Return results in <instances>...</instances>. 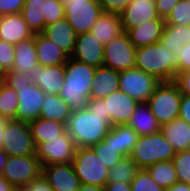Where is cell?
<instances>
[{"label":"cell","mask_w":190,"mask_h":191,"mask_svg":"<svg viewBox=\"0 0 190 191\" xmlns=\"http://www.w3.org/2000/svg\"><path fill=\"white\" fill-rule=\"evenodd\" d=\"M112 121L108 116L92 114L88 108L74 109L66 123V132L77 148L93 147L108 134Z\"/></svg>","instance_id":"cell-1"},{"label":"cell","mask_w":190,"mask_h":191,"mask_svg":"<svg viewBox=\"0 0 190 191\" xmlns=\"http://www.w3.org/2000/svg\"><path fill=\"white\" fill-rule=\"evenodd\" d=\"M96 68L76 59L65 63V79L59 96L74 109L87 108Z\"/></svg>","instance_id":"cell-2"},{"label":"cell","mask_w":190,"mask_h":191,"mask_svg":"<svg viewBox=\"0 0 190 191\" xmlns=\"http://www.w3.org/2000/svg\"><path fill=\"white\" fill-rule=\"evenodd\" d=\"M135 67L160 82L174 81L178 73V57L160 42L136 48Z\"/></svg>","instance_id":"cell-3"},{"label":"cell","mask_w":190,"mask_h":191,"mask_svg":"<svg viewBox=\"0 0 190 191\" xmlns=\"http://www.w3.org/2000/svg\"><path fill=\"white\" fill-rule=\"evenodd\" d=\"M4 82L12 87L18 95L15 120L30 122L37 119L46 94L30 81L28 73L8 71L5 73Z\"/></svg>","instance_id":"cell-4"},{"label":"cell","mask_w":190,"mask_h":191,"mask_svg":"<svg viewBox=\"0 0 190 191\" xmlns=\"http://www.w3.org/2000/svg\"><path fill=\"white\" fill-rule=\"evenodd\" d=\"M174 147L161 132L139 136L129 156L139 169H146L160 161L172 160L176 155Z\"/></svg>","instance_id":"cell-5"},{"label":"cell","mask_w":190,"mask_h":191,"mask_svg":"<svg viewBox=\"0 0 190 191\" xmlns=\"http://www.w3.org/2000/svg\"><path fill=\"white\" fill-rule=\"evenodd\" d=\"M182 94L174 81L160 82L146 102L162 126L178 118Z\"/></svg>","instance_id":"cell-6"},{"label":"cell","mask_w":190,"mask_h":191,"mask_svg":"<svg viewBox=\"0 0 190 191\" xmlns=\"http://www.w3.org/2000/svg\"><path fill=\"white\" fill-rule=\"evenodd\" d=\"M71 163L81 184L104 188L108 182L109 168L97 156L92 147L77 148Z\"/></svg>","instance_id":"cell-7"},{"label":"cell","mask_w":190,"mask_h":191,"mask_svg":"<svg viewBox=\"0 0 190 191\" xmlns=\"http://www.w3.org/2000/svg\"><path fill=\"white\" fill-rule=\"evenodd\" d=\"M2 150L8 156L36 155V146L28 122L6 120Z\"/></svg>","instance_id":"cell-8"},{"label":"cell","mask_w":190,"mask_h":191,"mask_svg":"<svg viewBox=\"0 0 190 191\" xmlns=\"http://www.w3.org/2000/svg\"><path fill=\"white\" fill-rule=\"evenodd\" d=\"M42 174L36 155L8 156L1 175L16 189H22Z\"/></svg>","instance_id":"cell-9"},{"label":"cell","mask_w":190,"mask_h":191,"mask_svg":"<svg viewBox=\"0 0 190 191\" xmlns=\"http://www.w3.org/2000/svg\"><path fill=\"white\" fill-rule=\"evenodd\" d=\"M60 2L64 5L65 18L77 35L90 32L103 12L98 0H60Z\"/></svg>","instance_id":"cell-10"},{"label":"cell","mask_w":190,"mask_h":191,"mask_svg":"<svg viewBox=\"0 0 190 191\" xmlns=\"http://www.w3.org/2000/svg\"><path fill=\"white\" fill-rule=\"evenodd\" d=\"M160 83L154 76L136 67L119 72V89L139 103H145Z\"/></svg>","instance_id":"cell-11"},{"label":"cell","mask_w":190,"mask_h":191,"mask_svg":"<svg viewBox=\"0 0 190 191\" xmlns=\"http://www.w3.org/2000/svg\"><path fill=\"white\" fill-rule=\"evenodd\" d=\"M77 146L71 136L65 132L55 139L36 146V157L41 165L68 164L74 159Z\"/></svg>","instance_id":"cell-12"},{"label":"cell","mask_w":190,"mask_h":191,"mask_svg":"<svg viewBox=\"0 0 190 191\" xmlns=\"http://www.w3.org/2000/svg\"><path fill=\"white\" fill-rule=\"evenodd\" d=\"M136 48L130 42L126 32L121 33L104 45L103 66L115 71H124L135 67Z\"/></svg>","instance_id":"cell-13"},{"label":"cell","mask_w":190,"mask_h":191,"mask_svg":"<svg viewBox=\"0 0 190 191\" xmlns=\"http://www.w3.org/2000/svg\"><path fill=\"white\" fill-rule=\"evenodd\" d=\"M28 77L46 95L59 94L65 79V64L42 66L32 69Z\"/></svg>","instance_id":"cell-14"},{"label":"cell","mask_w":190,"mask_h":191,"mask_svg":"<svg viewBox=\"0 0 190 191\" xmlns=\"http://www.w3.org/2000/svg\"><path fill=\"white\" fill-rule=\"evenodd\" d=\"M103 99L106 115L111 119L112 126L128 124L136 106L139 104L120 89Z\"/></svg>","instance_id":"cell-15"},{"label":"cell","mask_w":190,"mask_h":191,"mask_svg":"<svg viewBox=\"0 0 190 191\" xmlns=\"http://www.w3.org/2000/svg\"><path fill=\"white\" fill-rule=\"evenodd\" d=\"M42 175L54 191H79L81 186L72 163L43 165Z\"/></svg>","instance_id":"cell-16"},{"label":"cell","mask_w":190,"mask_h":191,"mask_svg":"<svg viewBox=\"0 0 190 191\" xmlns=\"http://www.w3.org/2000/svg\"><path fill=\"white\" fill-rule=\"evenodd\" d=\"M71 58L95 68L102 67L104 62V45L90 32L78 34Z\"/></svg>","instance_id":"cell-17"},{"label":"cell","mask_w":190,"mask_h":191,"mask_svg":"<svg viewBox=\"0 0 190 191\" xmlns=\"http://www.w3.org/2000/svg\"><path fill=\"white\" fill-rule=\"evenodd\" d=\"M123 32L158 17L155 0H132L119 15Z\"/></svg>","instance_id":"cell-18"},{"label":"cell","mask_w":190,"mask_h":191,"mask_svg":"<svg viewBox=\"0 0 190 191\" xmlns=\"http://www.w3.org/2000/svg\"><path fill=\"white\" fill-rule=\"evenodd\" d=\"M42 34L71 57L75 49L77 34L65 17L45 26Z\"/></svg>","instance_id":"cell-19"},{"label":"cell","mask_w":190,"mask_h":191,"mask_svg":"<svg viewBox=\"0 0 190 191\" xmlns=\"http://www.w3.org/2000/svg\"><path fill=\"white\" fill-rule=\"evenodd\" d=\"M33 35L21 13L0 16V40L16 45Z\"/></svg>","instance_id":"cell-20"},{"label":"cell","mask_w":190,"mask_h":191,"mask_svg":"<svg viewBox=\"0 0 190 191\" xmlns=\"http://www.w3.org/2000/svg\"><path fill=\"white\" fill-rule=\"evenodd\" d=\"M165 24V19L158 16L153 20L140 24L138 27L130 29L127 32L130 42L135 48L158 43L162 37Z\"/></svg>","instance_id":"cell-21"},{"label":"cell","mask_w":190,"mask_h":191,"mask_svg":"<svg viewBox=\"0 0 190 191\" xmlns=\"http://www.w3.org/2000/svg\"><path fill=\"white\" fill-rule=\"evenodd\" d=\"M119 89V71L98 67L95 71L89 99H102Z\"/></svg>","instance_id":"cell-22"},{"label":"cell","mask_w":190,"mask_h":191,"mask_svg":"<svg viewBox=\"0 0 190 191\" xmlns=\"http://www.w3.org/2000/svg\"><path fill=\"white\" fill-rule=\"evenodd\" d=\"M35 47L39 65L53 66L65 64L70 56L47 39L42 33H35Z\"/></svg>","instance_id":"cell-23"},{"label":"cell","mask_w":190,"mask_h":191,"mask_svg":"<svg viewBox=\"0 0 190 191\" xmlns=\"http://www.w3.org/2000/svg\"><path fill=\"white\" fill-rule=\"evenodd\" d=\"M90 33L96 37L101 44H108L123 33L120 16L114 13L102 12L90 30Z\"/></svg>","instance_id":"cell-24"},{"label":"cell","mask_w":190,"mask_h":191,"mask_svg":"<svg viewBox=\"0 0 190 191\" xmlns=\"http://www.w3.org/2000/svg\"><path fill=\"white\" fill-rule=\"evenodd\" d=\"M160 132L174 147L176 152L190 149V124L176 118L161 126Z\"/></svg>","instance_id":"cell-25"},{"label":"cell","mask_w":190,"mask_h":191,"mask_svg":"<svg viewBox=\"0 0 190 191\" xmlns=\"http://www.w3.org/2000/svg\"><path fill=\"white\" fill-rule=\"evenodd\" d=\"M127 125L134 129L139 136L155 134L160 132L161 129V125L151 113L150 107L146 102L139 103L136 106Z\"/></svg>","instance_id":"cell-26"},{"label":"cell","mask_w":190,"mask_h":191,"mask_svg":"<svg viewBox=\"0 0 190 191\" xmlns=\"http://www.w3.org/2000/svg\"><path fill=\"white\" fill-rule=\"evenodd\" d=\"M38 65L34 35L15 45L13 71L29 73L32 69L37 68Z\"/></svg>","instance_id":"cell-27"},{"label":"cell","mask_w":190,"mask_h":191,"mask_svg":"<svg viewBox=\"0 0 190 191\" xmlns=\"http://www.w3.org/2000/svg\"><path fill=\"white\" fill-rule=\"evenodd\" d=\"M35 146L48 142L66 132V125L54 120L37 118L28 122Z\"/></svg>","instance_id":"cell-28"},{"label":"cell","mask_w":190,"mask_h":191,"mask_svg":"<svg viewBox=\"0 0 190 191\" xmlns=\"http://www.w3.org/2000/svg\"><path fill=\"white\" fill-rule=\"evenodd\" d=\"M73 109L59 94L45 95L39 118L54 120L66 125Z\"/></svg>","instance_id":"cell-29"},{"label":"cell","mask_w":190,"mask_h":191,"mask_svg":"<svg viewBox=\"0 0 190 191\" xmlns=\"http://www.w3.org/2000/svg\"><path fill=\"white\" fill-rule=\"evenodd\" d=\"M163 47L170 48L179 58L181 49L190 43V26L167 25L163 29L160 39Z\"/></svg>","instance_id":"cell-30"},{"label":"cell","mask_w":190,"mask_h":191,"mask_svg":"<svg viewBox=\"0 0 190 191\" xmlns=\"http://www.w3.org/2000/svg\"><path fill=\"white\" fill-rule=\"evenodd\" d=\"M138 138L137 132L127 124L112 126V145L123 156H129Z\"/></svg>","instance_id":"cell-31"},{"label":"cell","mask_w":190,"mask_h":191,"mask_svg":"<svg viewBox=\"0 0 190 191\" xmlns=\"http://www.w3.org/2000/svg\"><path fill=\"white\" fill-rule=\"evenodd\" d=\"M42 0H25L21 14L33 34L44 31V6Z\"/></svg>","instance_id":"cell-32"},{"label":"cell","mask_w":190,"mask_h":191,"mask_svg":"<svg viewBox=\"0 0 190 191\" xmlns=\"http://www.w3.org/2000/svg\"><path fill=\"white\" fill-rule=\"evenodd\" d=\"M146 170L149 172L151 178L158 186L164 189L169 188L174 183L178 182L176 170L172 160L160 161L152 164Z\"/></svg>","instance_id":"cell-33"},{"label":"cell","mask_w":190,"mask_h":191,"mask_svg":"<svg viewBox=\"0 0 190 191\" xmlns=\"http://www.w3.org/2000/svg\"><path fill=\"white\" fill-rule=\"evenodd\" d=\"M139 170L130 156H123L108 173V181L131 183Z\"/></svg>","instance_id":"cell-34"},{"label":"cell","mask_w":190,"mask_h":191,"mask_svg":"<svg viewBox=\"0 0 190 191\" xmlns=\"http://www.w3.org/2000/svg\"><path fill=\"white\" fill-rule=\"evenodd\" d=\"M17 92L6 82L0 84V118L15 120L18 106Z\"/></svg>","instance_id":"cell-35"},{"label":"cell","mask_w":190,"mask_h":191,"mask_svg":"<svg viewBox=\"0 0 190 191\" xmlns=\"http://www.w3.org/2000/svg\"><path fill=\"white\" fill-rule=\"evenodd\" d=\"M92 148L109 170L123 157L118 149L112 145V127L103 140Z\"/></svg>","instance_id":"cell-36"},{"label":"cell","mask_w":190,"mask_h":191,"mask_svg":"<svg viewBox=\"0 0 190 191\" xmlns=\"http://www.w3.org/2000/svg\"><path fill=\"white\" fill-rule=\"evenodd\" d=\"M167 25L190 26V1L180 0L165 18Z\"/></svg>","instance_id":"cell-37"},{"label":"cell","mask_w":190,"mask_h":191,"mask_svg":"<svg viewBox=\"0 0 190 191\" xmlns=\"http://www.w3.org/2000/svg\"><path fill=\"white\" fill-rule=\"evenodd\" d=\"M130 185L131 191H165L156 184L146 169H139Z\"/></svg>","instance_id":"cell-38"},{"label":"cell","mask_w":190,"mask_h":191,"mask_svg":"<svg viewBox=\"0 0 190 191\" xmlns=\"http://www.w3.org/2000/svg\"><path fill=\"white\" fill-rule=\"evenodd\" d=\"M178 182L190 184V149L177 152L172 159Z\"/></svg>","instance_id":"cell-39"},{"label":"cell","mask_w":190,"mask_h":191,"mask_svg":"<svg viewBox=\"0 0 190 191\" xmlns=\"http://www.w3.org/2000/svg\"><path fill=\"white\" fill-rule=\"evenodd\" d=\"M44 29L45 26L53 24L65 17L64 5L60 0H44Z\"/></svg>","instance_id":"cell-40"},{"label":"cell","mask_w":190,"mask_h":191,"mask_svg":"<svg viewBox=\"0 0 190 191\" xmlns=\"http://www.w3.org/2000/svg\"><path fill=\"white\" fill-rule=\"evenodd\" d=\"M15 45L0 40V68L4 73L13 69Z\"/></svg>","instance_id":"cell-41"},{"label":"cell","mask_w":190,"mask_h":191,"mask_svg":"<svg viewBox=\"0 0 190 191\" xmlns=\"http://www.w3.org/2000/svg\"><path fill=\"white\" fill-rule=\"evenodd\" d=\"M132 0H98L102 11L120 15Z\"/></svg>","instance_id":"cell-42"},{"label":"cell","mask_w":190,"mask_h":191,"mask_svg":"<svg viewBox=\"0 0 190 191\" xmlns=\"http://www.w3.org/2000/svg\"><path fill=\"white\" fill-rule=\"evenodd\" d=\"M25 0H0V16L21 13Z\"/></svg>","instance_id":"cell-43"},{"label":"cell","mask_w":190,"mask_h":191,"mask_svg":"<svg viewBox=\"0 0 190 191\" xmlns=\"http://www.w3.org/2000/svg\"><path fill=\"white\" fill-rule=\"evenodd\" d=\"M174 82L178 85L182 95L190 96V70L177 73Z\"/></svg>","instance_id":"cell-44"},{"label":"cell","mask_w":190,"mask_h":191,"mask_svg":"<svg viewBox=\"0 0 190 191\" xmlns=\"http://www.w3.org/2000/svg\"><path fill=\"white\" fill-rule=\"evenodd\" d=\"M22 190L23 191H54L42 174L38 178L31 181L28 185L23 187Z\"/></svg>","instance_id":"cell-45"},{"label":"cell","mask_w":190,"mask_h":191,"mask_svg":"<svg viewBox=\"0 0 190 191\" xmlns=\"http://www.w3.org/2000/svg\"><path fill=\"white\" fill-rule=\"evenodd\" d=\"M179 1L180 0H155L158 16L165 19Z\"/></svg>","instance_id":"cell-46"},{"label":"cell","mask_w":190,"mask_h":191,"mask_svg":"<svg viewBox=\"0 0 190 191\" xmlns=\"http://www.w3.org/2000/svg\"><path fill=\"white\" fill-rule=\"evenodd\" d=\"M181 51L178 58V73L190 70V43L185 45Z\"/></svg>","instance_id":"cell-47"},{"label":"cell","mask_w":190,"mask_h":191,"mask_svg":"<svg viewBox=\"0 0 190 191\" xmlns=\"http://www.w3.org/2000/svg\"><path fill=\"white\" fill-rule=\"evenodd\" d=\"M87 108L92 114H98L99 116H107L105 109L104 99H89Z\"/></svg>","instance_id":"cell-48"},{"label":"cell","mask_w":190,"mask_h":191,"mask_svg":"<svg viewBox=\"0 0 190 191\" xmlns=\"http://www.w3.org/2000/svg\"><path fill=\"white\" fill-rule=\"evenodd\" d=\"M178 117L190 124V96L182 95Z\"/></svg>","instance_id":"cell-49"},{"label":"cell","mask_w":190,"mask_h":191,"mask_svg":"<svg viewBox=\"0 0 190 191\" xmlns=\"http://www.w3.org/2000/svg\"><path fill=\"white\" fill-rule=\"evenodd\" d=\"M104 191H131L130 183L108 181L104 185Z\"/></svg>","instance_id":"cell-50"},{"label":"cell","mask_w":190,"mask_h":191,"mask_svg":"<svg viewBox=\"0 0 190 191\" xmlns=\"http://www.w3.org/2000/svg\"><path fill=\"white\" fill-rule=\"evenodd\" d=\"M165 191H190V184L185 182H176Z\"/></svg>","instance_id":"cell-51"},{"label":"cell","mask_w":190,"mask_h":191,"mask_svg":"<svg viewBox=\"0 0 190 191\" xmlns=\"http://www.w3.org/2000/svg\"><path fill=\"white\" fill-rule=\"evenodd\" d=\"M13 187L1 174H0V191H15Z\"/></svg>","instance_id":"cell-52"},{"label":"cell","mask_w":190,"mask_h":191,"mask_svg":"<svg viewBox=\"0 0 190 191\" xmlns=\"http://www.w3.org/2000/svg\"><path fill=\"white\" fill-rule=\"evenodd\" d=\"M79 191H104V188L91 184H81Z\"/></svg>","instance_id":"cell-53"},{"label":"cell","mask_w":190,"mask_h":191,"mask_svg":"<svg viewBox=\"0 0 190 191\" xmlns=\"http://www.w3.org/2000/svg\"><path fill=\"white\" fill-rule=\"evenodd\" d=\"M7 157L8 155L2 149H0V174L6 164Z\"/></svg>","instance_id":"cell-54"},{"label":"cell","mask_w":190,"mask_h":191,"mask_svg":"<svg viewBox=\"0 0 190 191\" xmlns=\"http://www.w3.org/2000/svg\"><path fill=\"white\" fill-rule=\"evenodd\" d=\"M5 121L6 119L4 118H0V149L2 148V143H3V133H4V129H5Z\"/></svg>","instance_id":"cell-55"},{"label":"cell","mask_w":190,"mask_h":191,"mask_svg":"<svg viewBox=\"0 0 190 191\" xmlns=\"http://www.w3.org/2000/svg\"><path fill=\"white\" fill-rule=\"evenodd\" d=\"M5 81V73L4 71L0 68V84Z\"/></svg>","instance_id":"cell-56"}]
</instances>
